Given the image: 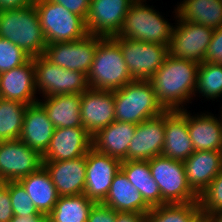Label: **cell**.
Returning a JSON list of instances; mask_svg holds the SVG:
<instances>
[{
	"instance_id": "cell-38",
	"label": "cell",
	"mask_w": 222,
	"mask_h": 222,
	"mask_svg": "<svg viewBox=\"0 0 222 222\" xmlns=\"http://www.w3.org/2000/svg\"><path fill=\"white\" fill-rule=\"evenodd\" d=\"M116 211L102 203H95L90 210L87 222H115Z\"/></svg>"
},
{
	"instance_id": "cell-36",
	"label": "cell",
	"mask_w": 222,
	"mask_h": 222,
	"mask_svg": "<svg viewBox=\"0 0 222 222\" xmlns=\"http://www.w3.org/2000/svg\"><path fill=\"white\" fill-rule=\"evenodd\" d=\"M31 57L9 40L0 38V74L19 67Z\"/></svg>"
},
{
	"instance_id": "cell-28",
	"label": "cell",
	"mask_w": 222,
	"mask_h": 222,
	"mask_svg": "<svg viewBox=\"0 0 222 222\" xmlns=\"http://www.w3.org/2000/svg\"><path fill=\"white\" fill-rule=\"evenodd\" d=\"M121 170L151 208L162 205L161 192L151 175L148 160L122 161Z\"/></svg>"
},
{
	"instance_id": "cell-1",
	"label": "cell",
	"mask_w": 222,
	"mask_h": 222,
	"mask_svg": "<svg viewBox=\"0 0 222 222\" xmlns=\"http://www.w3.org/2000/svg\"><path fill=\"white\" fill-rule=\"evenodd\" d=\"M199 65L167 55L161 68L149 79L158 102L165 110L185 109V103L195 95Z\"/></svg>"
},
{
	"instance_id": "cell-2",
	"label": "cell",
	"mask_w": 222,
	"mask_h": 222,
	"mask_svg": "<svg viewBox=\"0 0 222 222\" xmlns=\"http://www.w3.org/2000/svg\"><path fill=\"white\" fill-rule=\"evenodd\" d=\"M0 38L17 45L31 58L43 55L47 43L35 5L0 11Z\"/></svg>"
},
{
	"instance_id": "cell-9",
	"label": "cell",
	"mask_w": 222,
	"mask_h": 222,
	"mask_svg": "<svg viewBox=\"0 0 222 222\" xmlns=\"http://www.w3.org/2000/svg\"><path fill=\"white\" fill-rule=\"evenodd\" d=\"M120 46L129 73L134 80H149L163 65L168 46L124 37H112Z\"/></svg>"
},
{
	"instance_id": "cell-8",
	"label": "cell",
	"mask_w": 222,
	"mask_h": 222,
	"mask_svg": "<svg viewBox=\"0 0 222 222\" xmlns=\"http://www.w3.org/2000/svg\"><path fill=\"white\" fill-rule=\"evenodd\" d=\"M35 89L44 97L60 94H82L89 88L87 75L52 64L43 55L32 57Z\"/></svg>"
},
{
	"instance_id": "cell-34",
	"label": "cell",
	"mask_w": 222,
	"mask_h": 222,
	"mask_svg": "<svg viewBox=\"0 0 222 222\" xmlns=\"http://www.w3.org/2000/svg\"><path fill=\"white\" fill-rule=\"evenodd\" d=\"M202 218L209 213L222 211V170L198 198Z\"/></svg>"
},
{
	"instance_id": "cell-33",
	"label": "cell",
	"mask_w": 222,
	"mask_h": 222,
	"mask_svg": "<svg viewBox=\"0 0 222 222\" xmlns=\"http://www.w3.org/2000/svg\"><path fill=\"white\" fill-rule=\"evenodd\" d=\"M207 99L222 97V65L211 62H202L197 73L195 93Z\"/></svg>"
},
{
	"instance_id": "cell-26",
	"label": "cell",
	"mask_w": 222,
	"mask_h": 222,
	"mask_svg": "<svg viewBox=\"0 0 222 222\" xmlns=\"http://www.w3.org/2000/svg\"><path fill=\"white\" fill-rule=\"evenodd\" d=\"M188 131L194 151H222V123L213 114L188 112Z\"/></svg>"
},
{
	"instance_id": "cell-5",
	"label": "cell",
	"mask_w": 222,
	"mask_h": 222,
	"mask_svg": "<svg viewBox=\"0 0 222 222\" xmlns=\"http://www.w3.org/2000/svg\"><path fill=\"white\" fill-rule=\"evenodd\" d=\"M173 27L152 6H147L143 2L135 0L128 9L123 25L115 37L168 46L172 37Z\"/></svg>"
},
{
	"instance_id": "cell-25",
	"label": "cell",
	"mask_w": 222,
	"mask_h": 222,
	"mask_svg": "<svg viewBox=\"0 0 222 222\" xmlns=\"http://www.w3.org/2000/svg\"><path fill=\"white\" fill-rule=\"evenodd\" d=\"M38 103L45 109L54 128L81 127V94L43 97Z\"/></svg>"
},
{
	"instance_id": "cell-31",
	"label": "cell",
	"mask_w": 222,
	"mask_h": 222,
	"mask_svg": "<svg viewBox=\"0 0 222 222\" xmlns=\"http://www.w3.org/2000/svg\"><path fill=\"white\" fill-rule=\"evenodd\" d=\"M199 202L164 204L146 214V222H202Z\"/></svg>"
},
{
	"instance_id": "cell-45",
	"label": "cell",
	"mask_w": 222,
	"mask_h": 222,
	"mask_svg": "<svg viewBox=\"0 0 222 222\" xmlns=\"http://www.w3.org/2000/svg\"><path fill=\"white\" fill-rule=\"evenodd\" d=\"M136 1H138V2H146V0H136Z\"/></svg>"
},
{
	"instance_id": "cell-15",
	"label": "cell",
	"mask_w": 222,
	"mask_h": 222,
	"mask_svg": "<svg viewBox=\"0 0 222 222\" xmlns=\"http://www.w3.org/2000/svg\"><path fill=\"white\" fill-rule=\"evenodd\" d=\"M81 122L93 136L115 121L114 91L88 88L81 94Z\"/></svg>"
},
{
	"instance_id": "cell-17",
	"label": "cell",
	"mask_w": 222,
	"mask_h": 222,
	"mask_svg": "<svg viewBox=\"0 0 222 222\" xmlns=\"http://www.w3.org/2000/svg\"><path fill=\"white\" fill-rule=\"evenodd\" d=\"M165 138V112L136 126L128 147L129 160H150L162 155Z\"/></svg>"
},
{
	"instance_id": "cell-11",
	"label": "cell",
	"mask_w": 222,
	"mask_h": 222,
	"mask_svg": "<svg viewBox=\"0 0 222 222\" xmlns=\"http://www.w3.org/2000/svg\"><path fill=\"white\" fill-rule=\"evenodd\" d=\"M42 166V154L20 139L0 142V182L18 181Z\"/></svg>"
},
{
	"instance_id": "cell-4",
	"label": "cell",
	"mask_w": 222,
	"mask_h": 222,
	"mask_svg": "<svg viewBox=\"0 0 222 222\" xmlns=\"http://www.w3.org/2000/svg\"><path fill=\"white\" fill-rule=\"evenodd\" d=\"M115 120L139 124L166 110L158 102L149 80H133L114 91Z\"/></svg>"
},
{
	"instance_id": "cell-35",
	"label": "cell",
	"mask_w": 222,
	"mask_h": 222,
	"mask_svg": "<svg viewBox=\"0 0 222 222\" xmlns=\"http://www.w3.org/2000/svg\"><path fill=\"white\" fill-rule=\"evenodd\" d=\"M8 192L14 215L26 216L39 213L30 196L18 181H8Z\"/></svg>"
},
{
	"instance_id": "cell-41",
	"label": "cell",
	"mask_w": 222,
	"mask_h": 222,
	"mask_svg": "<svg viewBox=\"0 0 222 222\" xmlns=\"http://www.w3.org/2000/svg\"><path fill=\"white\" fill-rule=\"evenodd\" d=\"M115 222H146V214L138 212H117Z\"/></svg>"
},
{
	"instance_id": "cell-19",
	"label": "cell",
	"mask_w": 222,
	"mask_h": 222,
	"mask_svg": "<svg viewBox=\"0 0 222 222\" xmlns=\"http://www.w3.org/2000/svg\"><path fill=\"white\" fill-rule=\"evenodd\" d=\"M36 93L33 58L0 74V98L31 105L38 102Z\"/></svg>"
},
{
	"instance_id": "cell-24",
	"label": "cell",
	"mask_w": 222,
	"mask_h": 222,
	"mask_svg": "<svg viewBox=\"0 0 222 222\" xmlns=\"http://www.w3.org/2000/svg\"><path fill=\"white\" fill-rule=\"evenodd\" d=\"M102 204L117 212L147 214L152 209L121 169L114 176L109 192Z\"/></svg>"
},
{
	"instance_id": "cell-21",
	"label": "cell",
	"mask_w": 222,
	"mask_h": 222,
	"mask_svg": "<svg viewBox=\"0 0 222 222\" xmlns=\"http://www.w3.org/2000/svg\"><path fill=\"white\" fill-rule=\"evenodd\" d=\"M183 164L190 188L200 196L222 170V151H194Z\"/></svg>"
},
{
	"instance_id": "cell-27",
	"label": "cell",
	"mask_w": 222,
	"mask_h": 222,
	"mask_svg": "<svg viewBox=\"0 0 222 222\" xmlns=\"http://www.w3.org/2000/svg\"><path fill=\"white\" fill-rule=\"evenodd\" d=\"M18 182L30 196L37 210L49 215L59 195L45 167L42 166L39 170L19 179Z\"/></svg>"
},
{
	"instance_id": "cell-20",
	"label": "cell",
	"mask_w": 222,
	"mask_h": 222,
	"mask_svg": "<svg viewBox=\"0 0 222 222\" xmlns=\"http://www.w3.org/2000/svg\"><path fill=\"white\" fill-rule=\"evenodd\" d=\"M50 174L59 197L84 193L86 181V155L80 158L43 162Z\"/></svg>"
},
{
	"instance_id": "cell-23",
	"label": "cell",
	"mask_w": 222,
	"mask_h": 222,
	"mask_svg": "<svg viewBox=\"0 0 222 222\" xmlns=\"http://www.w3.org/2000/svg\"><path fill=\"white\" fill-rule=\"evenodd\" d=\"M54 129L45 109L37 102L27 106L19 139L43 154L50 144Z\"/></svg>"
},
{
	"instance_id": "cell-37",
	"label": "cell",
	"mask_w": 222,
	"mask_h": 222,
	"mask_svg": "<svg viewBox=\"0 0 222 222\" xmlns=\"http://www.w3.org/2000/svg\"><path fill=\"white\" fill-rule=\"evenodd\" d=\"M203 62L222 65V25L214 30Z\"/></svg>"
},
{
	"instance_id": "cell-13",
	"label": "cell",
	"mask_w": 222,
	"mask_h": 222,
	"mask_svg": "<svg viewBox=\"0 0 222 222\" xmlns=\"http://www.w3.org/2000/svg\"><path fill=\"white\" fill-rule=\"evenodd\" d=\"M121 163L119 159L92 147L86 154V181L83 194L95 203H102L114 176L121 169Z\"/></svg>"
},
{
	"instance_id": "cell-43",
	"label": "cell",
	"mask_w": 222,
	"mask_h": 222,
	"mask_svg": "<svg viewBox=\"0 0 222 222\" xmlns=\"http://www.w3.org/2000/svg\"><path fill=\"white\" fill-rule=\"evenodd\" d=\"M9 222H49V217L46 214L38 213L35 215L18 216L14 215Z\"/></svg>"
},
{
	"instance_id": "cell-40",
	"label": "cell",
	"mask_w": 222,
	"mask_h": 222,
	"mask_svg": "<svg viewBox=\"0 0 222 222\" xmlns=\"http://www.w3.org/2000/svg\"><path fill=\"white\" fill-rule=\"evenodd\" d=\"M49 1L64 6L70 12L78 16H81L86 21L91 0H49Z\"/></svg>"
},
{
	"instance_id": "cell-3",
	"label": "cell",
	"mask_w": 222,
	"mask_h": 222,
	"mask_svg": "<svg viewBox=\"0 0 222 222\" xmlns=\"http://www.w3.org/2000/svg\"><path fill=\"white\" fill-rule=\"evenodd\" d=\"M87 80L89 88L106 91L119 90L134 80L119 44L112 37H100Z\"/></svg>"
},
{
	"instance_id": "cell-42",
	"label": "cell",
	"mask_w": 222,
	"mask_h": 222,
	"mask_svg": "<svg viewBox=\"0 0 222 222\" xmlns=\"http://www.w3.org/2000/svg\"><path fill=\"white\" fill-rule=\"evenodd\" d=\"M34 0H0V11L12 10L27 7Z\"/></svg>"
},
{
	"instance_id": "cell-22",
	"label": "cell",
	"mask_w": 222,
	"mask_h": 222,
	"mask_svg": "<svg viewBox=\"0 0 222 222\" xmlns=\"http://www.w3.org/2000/svg\"><path fill=\"white\" fill-rule=\"evenodd\" d=\"M137 124L114 121L92 136V147L104 154L128 161V147Z\"/></svg>"
},
{
	"instance_id": "cell-18",
	"label": "cell",
	"mask_w": 222,
	"mask_h": 222,
	"mask_svg": "<svg viewBox=\"0 0 222 222\" xmlns=\"http://www.w3.org/2000/svg\"><path fill=\"white\" fill-rule=\"evenodd\" d=\"M193 152L194 148L188 131L187 109L166 110L162 155L183 162Z\"/></svg>"
},
{
	"instance_id": "cell-30",
	"label": "cell",
	"mask_w": 222,
	"mask_h": 222,
	"mask_svg": "<svg viewBox=\"0 0 222 222\" xmlns=\"http://www.w3.org/2000/svg\"><path fill=\"white\" fill-rule=\"evenodd\" d=\"M94 204L84 194L59 197L48 215L49 222H87Z\"/></svg>"
},
{
	"instance_id": "cell-32",
	"label": "cell",
	"mask_w": 222,
	"mask_h": 222,
	"mask_svg": "<svg viewBox=\"0 0 222 222\" xmlns=\"http://www.w3.org/2000/svg\"><path fill=\"white\" fill-rule=\"evenodd\" d=\"M26 104L0 98V139L16 140L20 138Z\"/></svg>"
},
{
	"instance_id": "cell-7",
	"label": "cell",
	"mask_w": 222,
	"mask_h": 222,
	"mask_svg": "<svg viewBox=\"0 0 222 222\" xmlns=\"http://www.w3.org/2000/svg\"><path fill=\"white\" fill-rule=\"evenodd\" d=\"M151 175L161 192L162 205L198 202L190 188L182 161L158 155L148 160Z\"/></svg>"
},
{
	"instance_id": "cell-14",
	"label": "cell",
	"mask_w": 222,
	"mask_h": 222,
	"mask_svg": "<svg viewBox=\"0 0 222 222\" xmlns=\"http://www.w3.org/2000/svg\"><path fill=\"white\" fill-rule=\"evenodd\" d=\"M135 0H91L86 18L89 35L111 38L117 36L124 17Z\"/></svg>"
},
{
	"instance_id": "cell-44",
	"label": "cell",
	"mask_w": 222,
	"mask_h": 222,
	"mask_svg": "<svg viewBox=\"0 0 222 222\" xmlns=\"http://www.w3.org/2000/svg\"><path fill=\"white\" fill-rule=\"evenodd\" d=\"M203 222H222V211L206 214Z\"/></svg>"
},
{
	"instance_id": "cell-6",
	"label": "cell",
	"mask_w": 222,
	"mask_h": 222,
	"mask_svg": "<svg viewBox=\"0 0 222 222\" xmlns=\"http://www.w3.org/2000/svg\"><path fill=\"white\" fill-rule=\"evenodd\" d=\"M46 43L73 42L88 35L85 20L49 0H34Z\"/></svg>"
},
{
	"instance_id": "cell-39",
	"label": "cell",
	"mask_w": 222,
	"mask_h": 222,
	"mask_svg": "<svg viewBox=\"0 0 222 222\" xmlns=\"http://www.w3.org/2000/svg\"><path fill=\"white\" fill-rule=\"evenodd\" d=\"M13 216L14 213L8 192V181L0 182V222H9Z\"/></svg>"
},
{
	"instance_id": "cell-29",
	"label": "cell",
	"mask_w": 222,
	"mask_h": 222,
	"mask_svg": "<svg viewBox=\"0 0 222 222\" xmlns=\"http://www.w3.org/2000/svg\"><path fill=\"white\" fill-rule=\"evenodd\" d=\"M178 5L177 17L183 21L213 29L222 25V0H183Z\"/></svg>"
},
{
	"instance_id": "cell-12",
	"label": "cell",
	"mask_w": 222,
	"mask_h": 222,
	"mask_svg": "<svg viewBox=\"0 0 222 222\" xmlns=\"http://www.w3.org/2000/svg\"><path fill=\"white\" fill-rule=\"evenodd\" d=\"M99 43L100 36L88 34L78 41L48 44L43 56L52 64L87 75Z\"/></svg>"
},
{
	"instance_id": "cell-16",
	"label": "cell",
	"mask_w": 222,
	"mask_h": 222,
	"mask_svg": "<svg viewBox=\"0 0 222 222\" xmlns=\"http://www.w3.org/2000/svg\"><path fill=\"white\" fill-rule=\"evenodd\" d=\"M92 148V136L83 127L55 128L43 162L63 161L85 156Z\"/></svg>"
},
{
	"instance_id": "cell-10",
	"label": "cell",
	"mask_w": 222,
	"mask_h": 222,
	"mask_svg": "<svg viewBox=\"0 0 222 222\" xmlns=\"http://www.w3.org/2000/svg\"><path fill=\"white\" fill-rule=\"evenodd\" d=\"M174 11L178 25L173 27L168 54L174 58H182L201 64L205 59L207 47L215 29L183 21L177 17V10Z\"/></svg>"
}]
</instances>
